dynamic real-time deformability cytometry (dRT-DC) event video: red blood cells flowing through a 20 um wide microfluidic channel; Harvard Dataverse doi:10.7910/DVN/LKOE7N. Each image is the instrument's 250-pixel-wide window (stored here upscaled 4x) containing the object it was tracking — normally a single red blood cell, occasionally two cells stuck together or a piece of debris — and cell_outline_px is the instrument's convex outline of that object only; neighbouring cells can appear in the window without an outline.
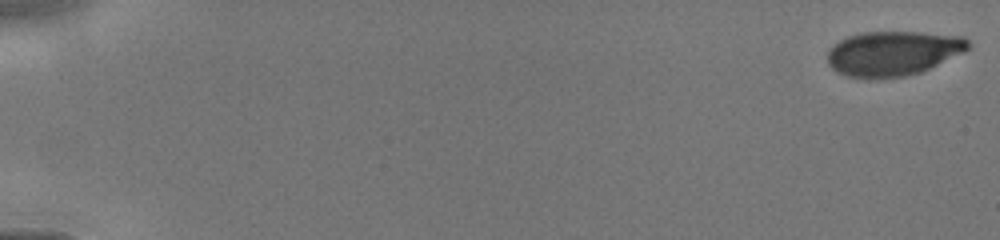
{"species": "human", "species_latin": "Homo sapiens", "temperature_condition": "cold", "stored_images_in_passage": 16, "camera_frame_rate_fps": 3000, "um_per_image_px": 0.085, "donor": {"sex": "male"}, "frame": {"image": 1, "passage_image": 1, "time_ms": 0.0, "image_size_px": [1000, 240], "cell_outline_px": [[968, 48], [964, 52], [920, 72], [904, 76], [848, 76], [836, 72], [828, 64], [828, 48], [832, 44], [848, 36], [860, 32], [920, 32], [964, 36], [968, 40]], "centroid_in_image_um": [75.89, 4.49], "position_along_channel_um": 9.1, "area_um2": 36.13}}
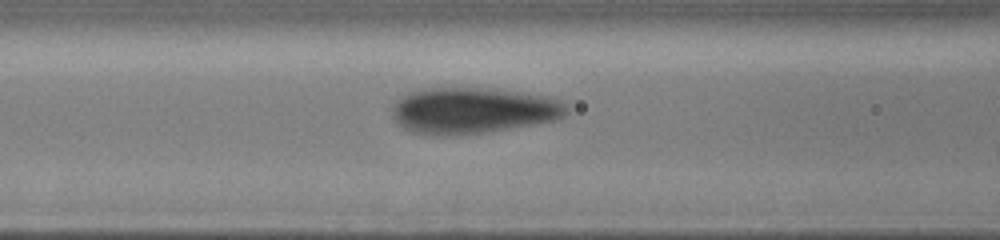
{"frame": {"image": 2, "passage_image": 14, "time_ms": 6.667, "image_size_px": [1000, 240], "cell_outline_px": [[568, 112], [552, 120], [484, 132], [412, 132], [404, 128], [392, 116], [392, 104], [396, 100], [420, 88], [492, 88], [528, 92], [548, 96], [560, 100], [568, 104]], "centroid_in_image_um": [40.24, 9.32], "position_along_channel_um": 126.4, "area_um2": 45.66}}
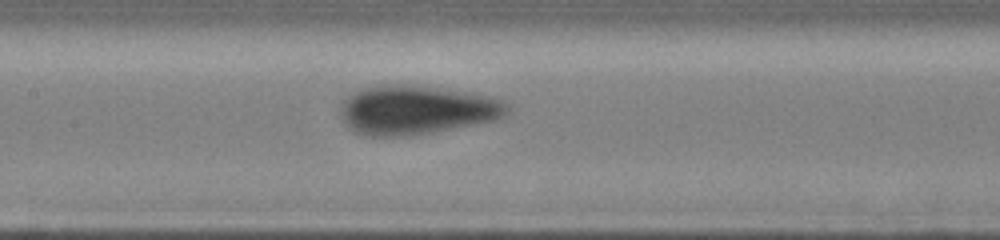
{"frame": {"image": 3, "passage_image": 16, "time_ms": 7.667, "image_size_px": [1000, 240], "cell_outline_px": [[512, 104], [508, 116], [500, 120], [432, 132], [400, 136], [368, 136], [356, 132], [348, 128], [344, 124], [340, 116], [340, 100], [352, 92], [364, 88], [380, 84], [416, 84], [448, 88], [488, 96], [504, 100]], "centroid_in_image_um": [35.43, 9.32], "position_along_channel_um": 172.0, "area_um2": 48.96}}